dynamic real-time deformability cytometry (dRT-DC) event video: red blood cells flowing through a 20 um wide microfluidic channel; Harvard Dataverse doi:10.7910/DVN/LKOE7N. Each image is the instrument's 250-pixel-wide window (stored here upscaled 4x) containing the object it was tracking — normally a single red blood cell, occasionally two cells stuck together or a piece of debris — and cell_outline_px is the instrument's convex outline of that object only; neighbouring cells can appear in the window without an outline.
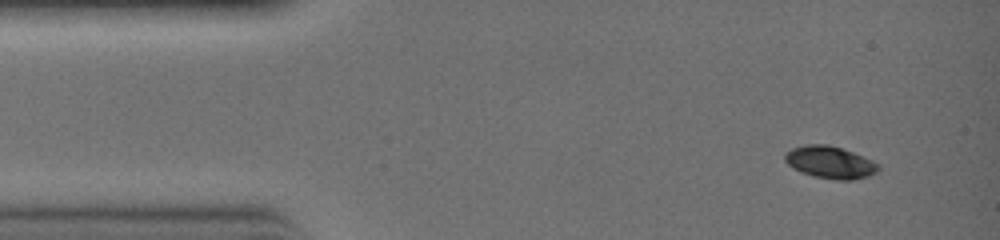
{"species": "common noctule bat (a hibernating species)", "species_latin": "Nyctalus noctula", "temperature_condition": "warm", "stored_images_in_passage": 3, "camera_frame_rate_fps": 3000, "um_per_image_px": 0.085, "animal": {"sex": "female", "body_mass_g": 19.0, "forearm_length_mm": 51.5}, "frame": {"image": 1, "passage_image": 1, "time_ms": 0.0, "image_size_px": [1000, 240], "cell_outline_px": [[880, 168], [876, 172], [868, 176], [852, 180], [836, 180], [812, 176], [800, 172], [792, 168], [784, 160], [784, 152], [792, 148], [804, 144], [828, 144], [852, 152], [872, 160], [880, 164]], "centroid_in_image_um": [70.52, 13.8], "position_along_channel_um": 14.5, "area_um2": 17.74}}
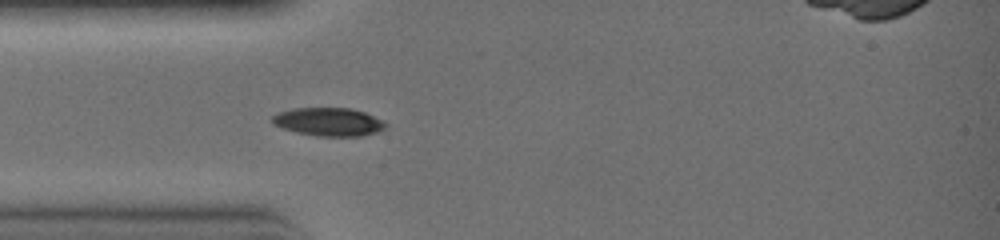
{"frame": {"image": 2, "passage_image": 3, "time_ms": 0.667, "image_size_px": [1000, 240], "cell_outline_px": [[388, 124], [384, 128], [376, 132], [364, 136], [316, 136], [296, 132], [272, 124], [272, 116], [280, 112], [292, 108], [348, 108], [364, 112], [384, 120]], "centroid_in_image_um": [27.95, 10.36], "position_along_channel_um": 57.0, "area_um2": 18.67}}